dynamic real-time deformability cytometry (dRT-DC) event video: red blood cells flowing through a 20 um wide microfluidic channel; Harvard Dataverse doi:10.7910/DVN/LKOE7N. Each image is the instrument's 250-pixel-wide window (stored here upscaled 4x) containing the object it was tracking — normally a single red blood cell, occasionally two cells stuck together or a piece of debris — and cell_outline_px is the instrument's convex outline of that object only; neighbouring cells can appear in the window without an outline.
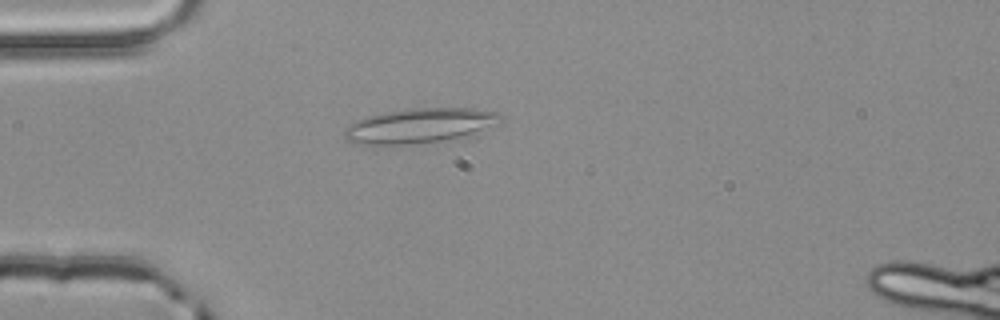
{"species": "common noctule bat (a hibernating species)", "species_latin": "Nyctalus noctula", "temperature_condition": "room temperature", "stored_images_in_passage": 3, "camera_frame_rate_fps": 3000, "um_per_image_px": 0.085, "animal": {"sex": "male", "body_mass_g": 20.4}, "frame": {"image": 1, "passage_image": 3, "time_ms": 0.667, "image_size_px": [1000, 320], "cell_outline_px": [[500, 116], [484, 128], [460, 136], [444, 140], [404, 148], [376, 148], [360, 144], [348, 140], [344, 136], [344, 132], [348, 124], [364, 116], [384, 112], [408, 108], [472, 108], [496, 112]], "centroid_in_image_um": [35.41, 10.74], "position_along_channel_um": 49.6, "area_um2": 32.25}}